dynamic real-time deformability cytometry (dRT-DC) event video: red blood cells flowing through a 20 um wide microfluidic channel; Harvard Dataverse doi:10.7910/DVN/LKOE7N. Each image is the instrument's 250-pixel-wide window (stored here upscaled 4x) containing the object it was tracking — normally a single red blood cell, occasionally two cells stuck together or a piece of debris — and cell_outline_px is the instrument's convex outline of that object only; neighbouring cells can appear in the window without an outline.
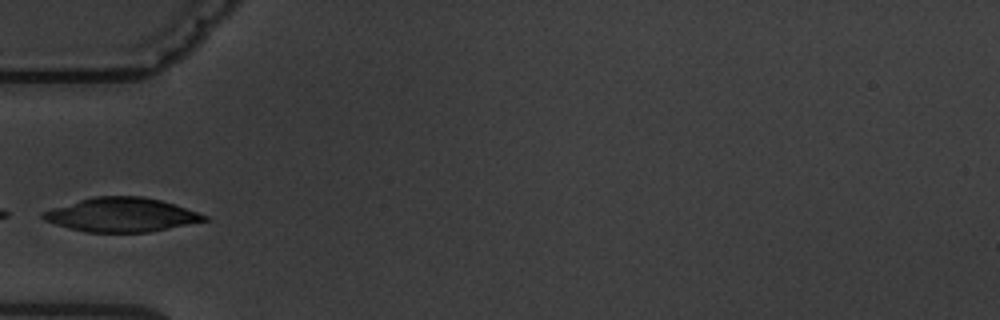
{"species": "common noctule bat (a hibernating species)", "species_latin": "Nyctalus noctula", "temperature_condition": "warm", "stored_images_in_passage": 3, "camera_frame_rate_fps": 3000, "um_per_image_px": 0.085, "animal": {"sex": "male", "body_mass_g": 19.5, "forearm_length_mm": 54.6}, "frame": {"image": 1, "passage_image": 3, "time_ms": 2.333, "image_size_px": [1000, 320], "cell_outline_px": [[212, 220], [152, 232], [84, 232], [68, 228], [44, 220], [40, 216], [40, 212], [52, 208], [80, 200], [96, 196], [140, 196], [160, 200], [208, 216]], "centroid_in_image_um": [10.33, 18.27], "position_along_channel_um": 74.7, "area_um2": 31.96}}